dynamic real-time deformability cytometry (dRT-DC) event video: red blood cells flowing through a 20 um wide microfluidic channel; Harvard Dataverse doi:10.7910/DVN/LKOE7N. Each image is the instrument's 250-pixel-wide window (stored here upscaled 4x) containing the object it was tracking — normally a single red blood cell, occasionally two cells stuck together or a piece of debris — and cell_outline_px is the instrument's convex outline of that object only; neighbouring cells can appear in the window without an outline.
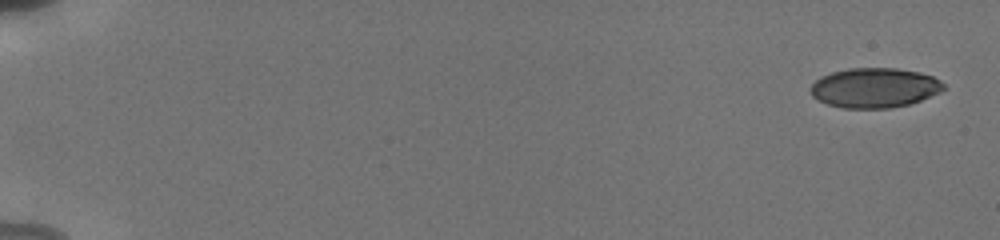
{"species": "human", "species_latin": "Homo sapiens", "temperature_condition": "cold", "stored_images_in_passage": 23, "camera_frame_rate_fps": 3000, "um_per_image_px": 0.085, "donor": {"sex": "male"}, "frame": {"image": 1, "passage_image": 1, "time_ms": 0.0, "image_size_px": [1000, 240], "cell_outline_px": [[944, 88], [940, 92], [920, 100], [908, 104], [892, 108], [840, 108], [828, 104], [812, 96], [808, 88], [820, 76], [832, 72], [848, 68], [896, 68], [916, 72], [932, 76], [940, 80], [944, 84]], "centroid_in_image_um": [74.3, 7.46], "position_along_channel_um": 10.7, "area_um2": 30.81}}
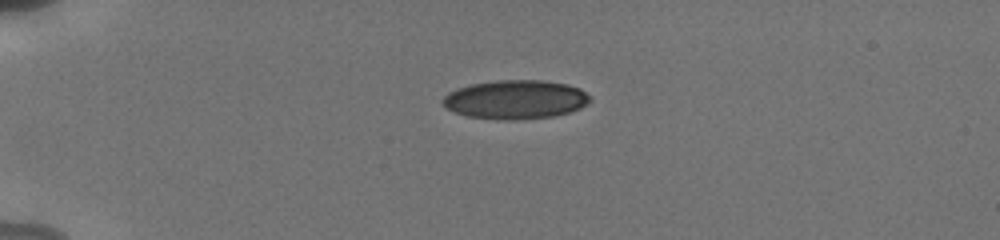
{"frame": {"image": 2, "passage_image": 15, "time_ms": 4.333, "image_size_px": [1000, 240], "cell_outline_px": [[592, 100], [580, 108], [568, 112], [552, 116], [516, 120], [504, 120], [468, 116], [456, 112], [448, 108], [440, 100], [448, 92], [456, 88], [472, 84], [496, 80], [544, 80], [568, 84], [580, 88], [592, 96]], "centroid_in_image_um": [43.84, 8.45], "position_along_channel_um": 41.2, "area_um2": 33.47}}